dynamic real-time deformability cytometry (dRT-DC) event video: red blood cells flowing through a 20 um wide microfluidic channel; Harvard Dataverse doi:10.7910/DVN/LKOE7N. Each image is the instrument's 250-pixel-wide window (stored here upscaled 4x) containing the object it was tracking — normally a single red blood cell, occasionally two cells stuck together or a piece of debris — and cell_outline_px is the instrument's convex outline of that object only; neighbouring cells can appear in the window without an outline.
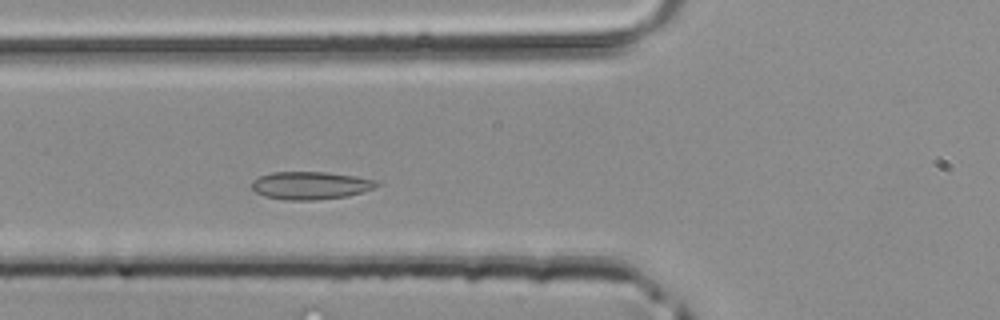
{"species": "common noctule bat (a hibernating species)", "species_latin": "Nyctalus noctula", "temperature_condition": "room temperature", "stored_images_in_passage": 38, "camera_frame_rate_fps": 3000, "um_per_image_px": 0.085, "animal": {"sex": "male", "body_mass_g": 20.4}, "frame": {"image": 1, "passage_image": 7, "time_ms": 2.0, "image_size_px": [1000, 320], "cell_outline_px": [[380, 184], [372, 188], [348, 196], [316, 200], [288, 200], [264, 196], [256, 192], [252, 188], [252, 180], [260, 176], [272, 172], [324, 172], [356, 176], [380, 180]], "centroid_in_image_um": [26.4, 15.76], "position_along_channel_um": 99.4, "area_um2": 20.23}}
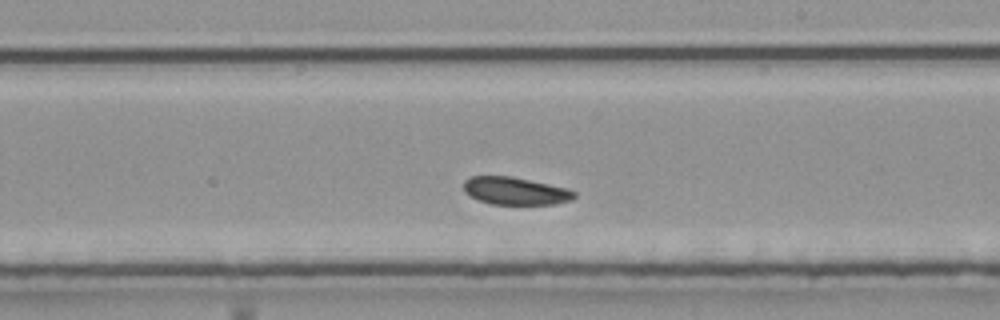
{"frame": {"image": 2, "passage_image": 17, "time_ms": 5.333, "image_size_px": [1000, 320], "cell_outline_px": [[576, 196], [572, 200], [556, 204], [492, 204], [468, 196], [464, 192], [464, 180], [472, 176], [512, 176], [568, 188], [576, 192]], "centroid_in_image_um": [43.81, 16.23], "position_along_channel_um": 245.2, "area_um2": 17.92}}
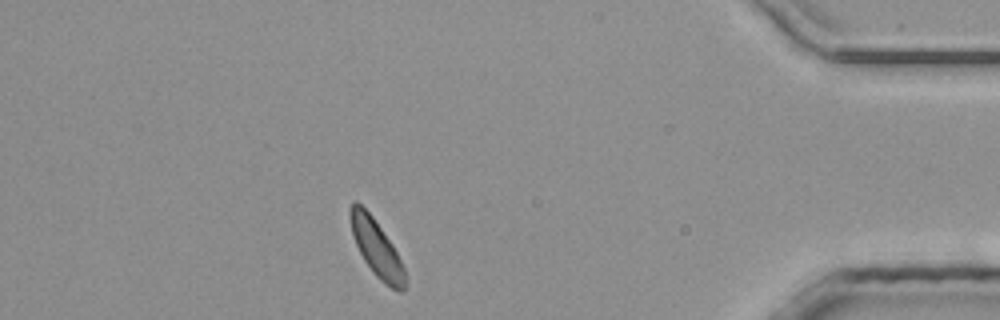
{"frame": {"image": 3, "passage_image": 31, "time_ms": 10.0, "image_size_px": [1000, 320], "cell_outline_px": [[404, 292], [400, 292], [384, 284], [372, 272], [364, 260], [352, 236], [348, 216], [348, 208], [352, 200], [356, 200], [372, 216], [392, 244], [404, 268]], "centroid_in_image_um": [31.94, 21.04], "position_along_channel_um": 403.3, "area_um2": 18.09}}